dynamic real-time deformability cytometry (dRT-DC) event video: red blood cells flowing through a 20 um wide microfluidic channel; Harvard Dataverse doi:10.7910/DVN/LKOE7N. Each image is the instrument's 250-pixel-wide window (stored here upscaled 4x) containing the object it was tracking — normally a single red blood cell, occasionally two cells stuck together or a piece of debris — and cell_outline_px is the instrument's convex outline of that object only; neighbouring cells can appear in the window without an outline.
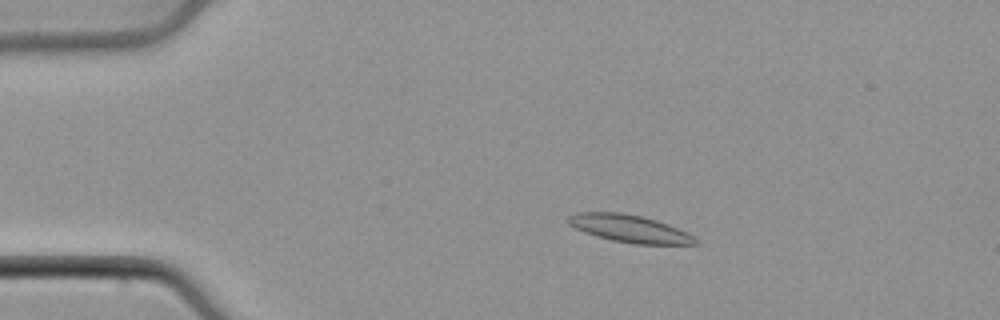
{"species": "common noctule bat (a hibernating species)", "species_latin": "Nyctalus noctula", "temperature_condition": "cold", "stored_images_in_passage": 45, "camera_frame_rate_fps": 3000, "um_per_image_px": 0.085, "animal": {"sex": "male", "body_mass_g": 21.5, "forearm_length_mm": 52.0}, "frame": {"image": 1, "passage_image": 5, "time_ms": 1.333, "image_size_px": [1000, 320], "cell_outline_px": [[700, 244], [636, 244], [612, 240], [576, 228], [568, 224], [568, 216], [580, 212], [620, 212], [640, 216], [656, 220], [668, 224], [692, 236]], "centroid_in_image_um": [53.51, 19.42], "position_along_channel_um": 31.5, "area_um2": 19.77}}
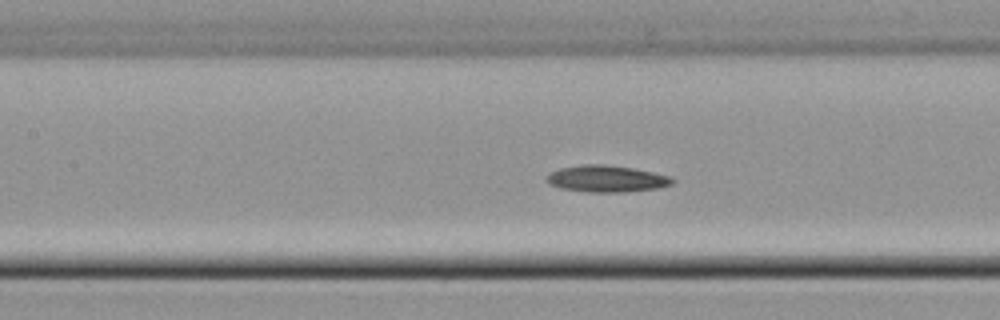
{"frame": {"image": 2, "passage_image": 18, "time_ms": 5.667, "image_size_px": [1000, 320], "cell_outline_px": [[676, 180], [672, 184], [656, 188], [624, 192], [588, 192], [560, 188], [548, 184], [544, 180], [552, 172], [560, 168], [584, 164], [604, 164], [632, 168], [672, 176]], "centroid_in_image_um": [51.56, 15.19], "position_along_channel_um": 155.8, "area_um2": 19.54}}
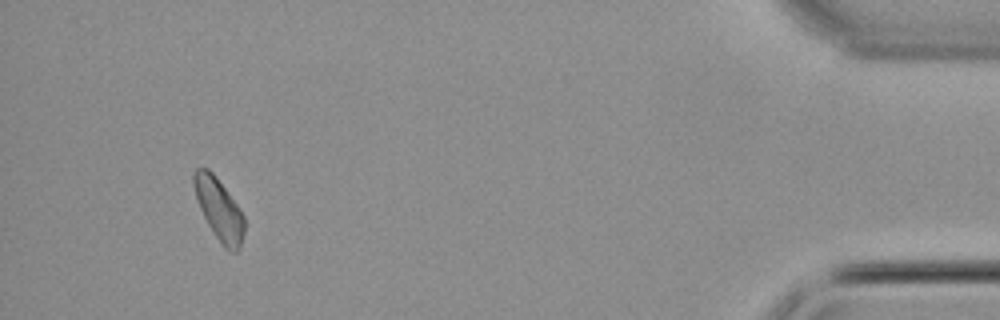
{"frame": {"image": 3, "passage_image": 42, "time_ms": 13.667, "image_size_px": [1000, 320], "cell_outline_px": [[244, 232], [240, 248], [236, 252], [228, 252], [220, 244], [208, 224], [200, 208], [196, 196], [192, 180], [192, 176], [196, 168], [208, 168], [216, 176], [236, 204], [244, 216]], "centroid_in_image_um": [18.62, 17.81], "position_along_channel_um": 416.6, "area_um2": 18.03}}